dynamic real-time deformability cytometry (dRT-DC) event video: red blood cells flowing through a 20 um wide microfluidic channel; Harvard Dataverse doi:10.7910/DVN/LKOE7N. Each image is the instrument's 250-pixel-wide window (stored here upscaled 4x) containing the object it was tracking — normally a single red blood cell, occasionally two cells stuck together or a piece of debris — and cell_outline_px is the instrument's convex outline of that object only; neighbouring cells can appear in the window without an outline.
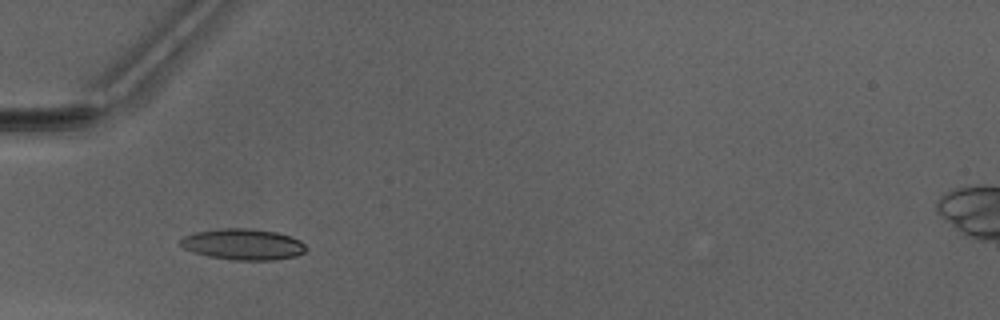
{"species": "Egyptian fruit bat (a non-hibernating species)", "species_latin": "Rousettus aegyptiacus", "temperature_condition": "warm", "stored_images_in_passage": 29, "camera_frame_rate_fps": 3000, "um_per_image_px": 0.085, "animal": {"sex": "male"}, "frame": {"image": 1, "passage_image": 4, "time_ms": 1.0, "image_size_px": [1000, 320], "cell_outline_px": [[304, 252], [296, 256], [272, 260], [232, 260], [208, 256], [192, 252], [184, 248], [180, 244], [180, 240], [184, 236], [196, 232], [220, 228], [252, 228], [276, 232], [292, 236], [300, 240], [304, 244]], "centroid_in_image_um": [20.65, 20.76], "position_along_channel_um": 64.3, "area_um2": 22.77}}
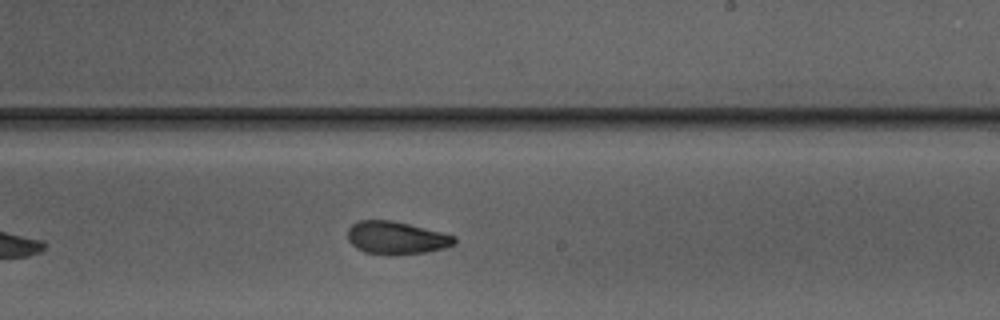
{"frame": {"image": 2, "passage_image": 18, "time_ms": 5.667, "image_size_px": [1000, 320], "cell_outline_px": [[456, 244], [444, 248], [424, 252], [396, 256], [388, 256], [364, 252], [356, 248], [348, 240], [348, 228], [352, 224], [360, 220], [392, 220], [456, 236]], "centroid_in_image_um": [33.67, 20.24], "position_along_channel_um": 255.3, "area_um2": 20.58}}
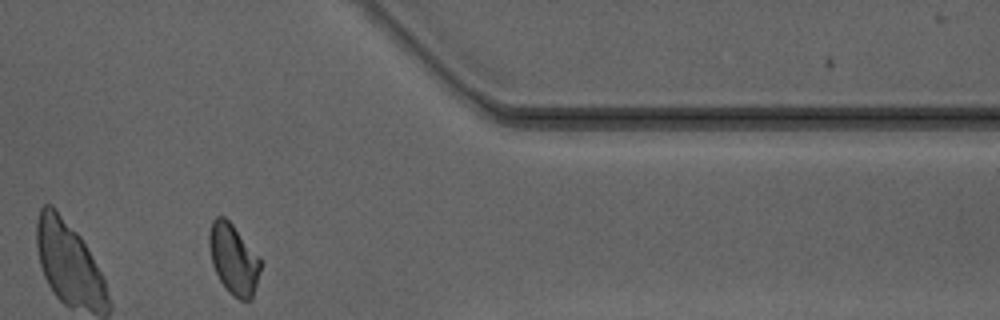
{"frame": {"image": 3, "passage_image": 29, "time_ms": 9.333, "image_size_px": [1000, 320], "cell_outline_px": [[260, 272], [252, 300], [240, 300], [232, 296], [228, 292], [220, 280], [212, 264], [208, 244], [208, 236], [212, 220], [216, 216], [224, 216], [232, 224], [260, 256]], "centroid_in_image_um": [19.85, 22.03], "position_along_channel_um": 391.6, "area_um2": 21.21}, "authors_computed_cell_mechanics": {"area_um2": 21.0392, "velocity_mm_per_s": 4.1577, "shape_relaxation_time_tau1_ms": 4.6308, "shape_relaxation_time_tau2_ms": 1.7608, "deformation_change_tau1": 0.1398, "deformation_change_tau2": 0.0745}}